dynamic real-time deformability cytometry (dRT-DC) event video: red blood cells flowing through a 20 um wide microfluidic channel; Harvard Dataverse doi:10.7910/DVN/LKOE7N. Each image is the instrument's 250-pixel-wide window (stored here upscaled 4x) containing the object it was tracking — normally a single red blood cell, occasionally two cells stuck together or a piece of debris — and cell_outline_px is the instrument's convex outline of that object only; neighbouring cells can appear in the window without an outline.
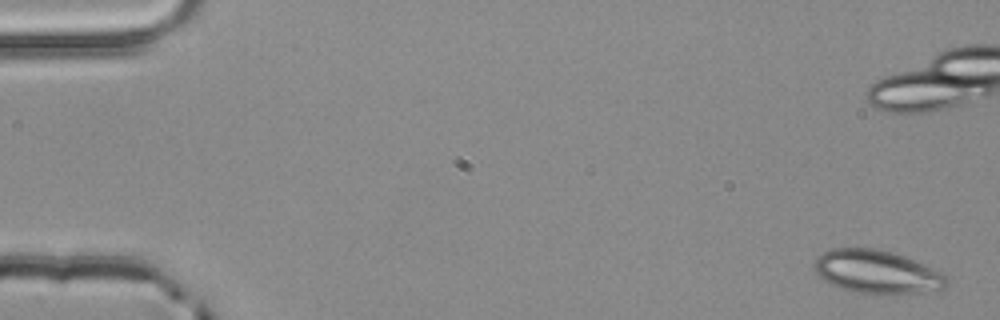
{"species": "common noctule bat (a hibernating species)", "species_latin": "Nyctalus noctula", "temperature_condition": "room temperature", "stored_images_in_passage": 8, "segment_of_instrument_passage": [1, 2], "camera_frame_rate_fps": 3000, "um_per_image_px": 0.085, "animal": {"sex": "male", "body_mass_g": 20.4}, "frame": {"image": 1, "passage_image": 1, "time_ms": 0.0, "image_size_px": [1000, 320], "cell_outline_px": [[948, 284], [944, 288], [924, 292], [896, 296], [856, 292], [832, 284], [824, 280], [816, 272], [816, 260], [824, 252], [832, 248], [880, 248], [904, 256], [940, 272], [948, 276]], "centroid_in_image_um": [74.6, 23.13], "position_along_channel_um": 10.4, "area_um2": 33.35}}